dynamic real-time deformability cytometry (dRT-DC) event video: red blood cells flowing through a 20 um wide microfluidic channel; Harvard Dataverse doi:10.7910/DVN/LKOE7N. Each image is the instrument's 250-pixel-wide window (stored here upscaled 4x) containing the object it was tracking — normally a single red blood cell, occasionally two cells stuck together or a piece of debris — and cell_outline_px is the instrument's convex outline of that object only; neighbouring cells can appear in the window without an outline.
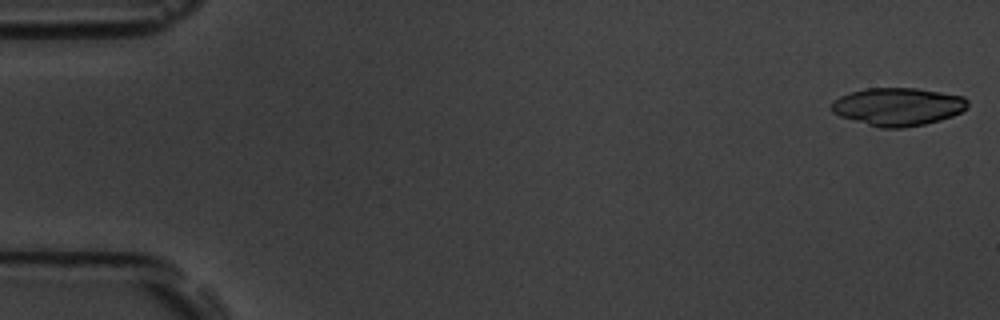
{"species": "common noctule bat (a hibernating species)", "species_latin": "Nyctalus noctula", "temperature_condition": "room temperature", "stored_images_in_passage": 6, "camera_frame_rate_fps": 3000, "um_per_image_px": 0.085, "animal": {"sex": "male", "body_mass_g": 19.5, "forearm_length_mm": 54.6}, "frame": {"image": 1, "passage_image": 1, "time_ms": 0.0, "image_size_px": [1000, 320], "cell_outline_px": [[968, 108], [952, 116], [940, 120], [924, 124], [904, 128], [880, 128], [840, 116], [832, 112], [832, 100], [840, 96], [852, 92], [868, 88], [916, 88], [964, 96], [968, 100]], "centroid_in_image_um": [76.34, 9.07], "position_along_channel_um": 8.7, "area_um2": 30.06}}